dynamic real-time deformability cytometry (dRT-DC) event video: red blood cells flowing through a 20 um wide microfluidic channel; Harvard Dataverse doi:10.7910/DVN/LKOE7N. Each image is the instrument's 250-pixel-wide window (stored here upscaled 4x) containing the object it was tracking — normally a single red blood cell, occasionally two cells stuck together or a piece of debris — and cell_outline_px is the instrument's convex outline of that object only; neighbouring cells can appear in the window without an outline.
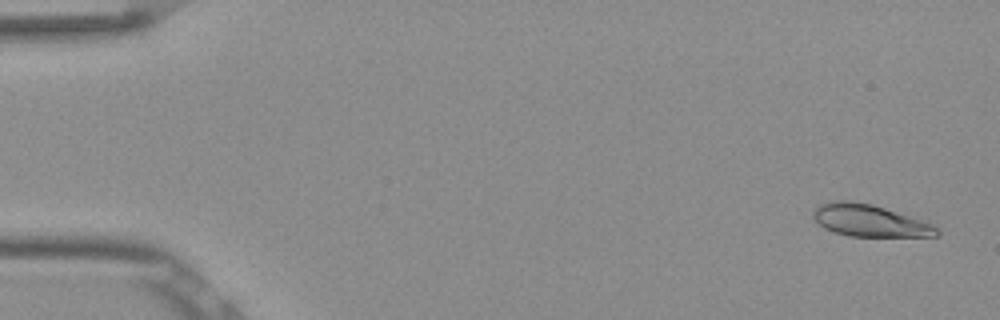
{"species": "Egyptian fruit bat (a non-hibernating species)", "species_latin": "Rousettus aegyptiacus", "temperature_condition": "room temperature", "stored_images_in_passage": 52, "camera_frame_rate_fps": 3000, "um_per_image_px": 0.085, "frame": {"image": 1, "passage_image": 1, "time_ms": 0.0, "image_size_px": [1000, 320], "cell_outline_px": [[940, 236], [848, 236], [832, 232], [824, 228], [812, 216], [812, 212], [820, 204], [836, 200], [852, 200], [872, 204], [924, 220], [932, 224], [940, 232]], "centroid_in_image_um": [73.91, 18.74], "position_along_channel_um": 11.1, "area_um2": 23.12}}
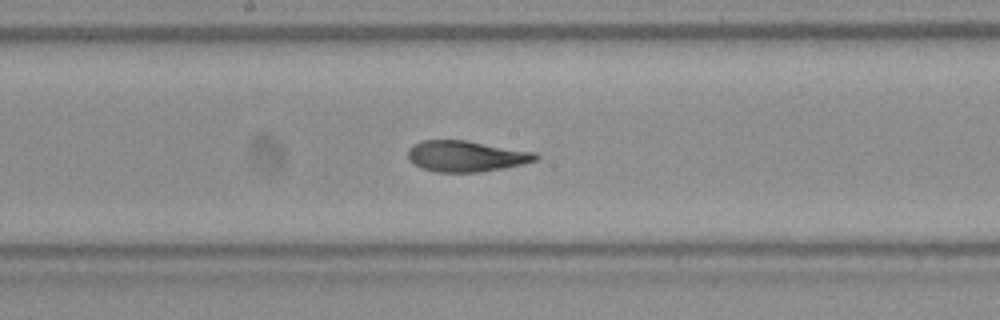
{"frame": {"image": 2, "passage_image": 27, "time_ms": 8.667, "image_size_px": [1000, 320], "cell_outline_px": [[540, 156], [536, 160], [524, 164], [504, 168], [476, 172], [436, 172], [420, 168], [412, 164], [408, 160], [408, 148], [412, 144], [420, 140], [464, 140], [536, 152]], "centroid_in_image_um": [39.58, 13.27], "position_along_channel_um": 208.6, "area_um2": 23.29}}
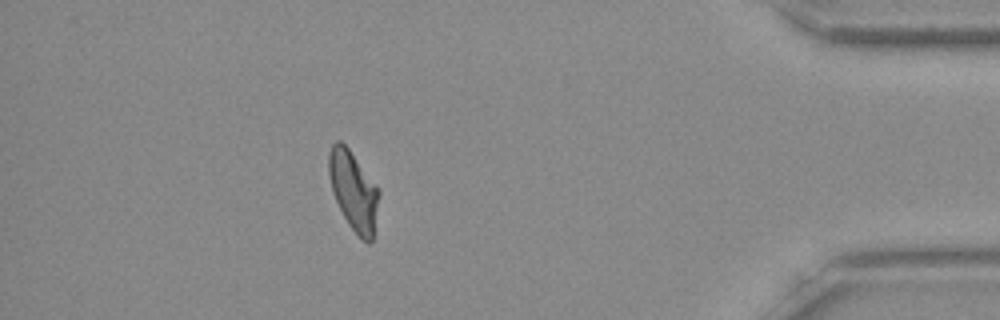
{"frame": {"image": 3, "passage_image": 46, "time_ms": 15.0, "image_size_px": [1000, 320], "cell_outline_px": [[380, 196], [372, 240], [368, 244], [360, 240], [348, 224], [332, 192], [328, 172], [328, 152], [332, 144], [336, 140], [340, 140], [348, 148], [376, 184], [380, 192]], "centroid_in_image_um": [30.04, 16.23], "position_along_channel_um": 405.2, "area_um2": 23.24}, "authors_computed_cell_mechanics": {"area_um2": 23.3512, "velocity_mm_per_s": 3.8363, "shape_relaxation_time_tau1_ms": 9.0588, "shape_relaxation_time_tau2_ms": 1.7803, "deformation_change_tau1": 0.2516, "deformation_change_tau2": 0.0723}}